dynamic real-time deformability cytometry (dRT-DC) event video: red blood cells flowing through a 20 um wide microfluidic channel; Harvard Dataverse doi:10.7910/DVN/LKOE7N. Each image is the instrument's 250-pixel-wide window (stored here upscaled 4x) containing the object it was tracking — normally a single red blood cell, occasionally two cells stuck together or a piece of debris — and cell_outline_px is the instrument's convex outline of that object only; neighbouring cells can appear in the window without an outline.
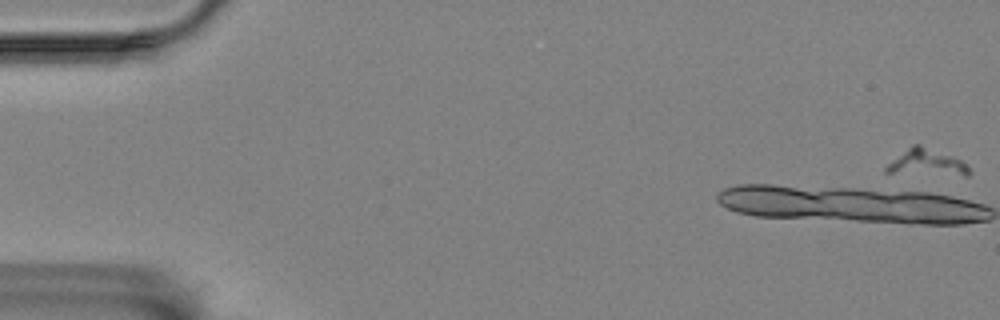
{"species": "Egyptian fruit bat (a non-hibernating species)", "species_latin": "Rousettus aegyptiacus", "temperature_condition": "room temperature", "stored_images_in_passage": 10, "camera_frame_rate_fps": 3000, "um_per_image_px": 0.085, "animal": {"sex": "female"}, "frame": {"image": 1, "passage_image": 1, "time_ms": 0.0, "image_size_px": [1000, 320], "cell_outline_px": [[972, 172], [968, 176], [964, 176], [884, 172], [884, 168], [888, 164], [912, 144], [920, 144], [960, 160]], "centroid_in_image_um": [78.77, 13.84], "position_along_channel_um": 6.2, "area_um2": 12.54}}